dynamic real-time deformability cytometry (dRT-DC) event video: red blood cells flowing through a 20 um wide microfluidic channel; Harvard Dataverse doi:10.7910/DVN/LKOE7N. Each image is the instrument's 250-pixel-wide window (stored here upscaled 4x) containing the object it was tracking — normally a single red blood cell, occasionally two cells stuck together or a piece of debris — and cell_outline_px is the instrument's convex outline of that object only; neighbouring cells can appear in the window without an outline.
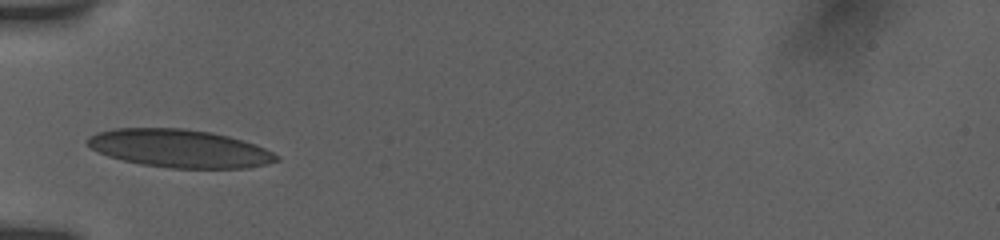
{"species": "human", "species_latin": "Homo sapiens", "temperature_condition": "room temperature", "stored_images_in_passage": 14, "camera_frame_rate_fps": 3000, "um_per_image_px": 0.085, "donor": {"sex": "female"}, "frame": {"image": 1, "passage_image": 1, "time_ms": 0.0, "image_size_px": [1000, 240], "cell_outline_px": [[280, 160], [268, 164], [248, 168], [172, 168], [140, 164], [108, 156], [92, 148], [84, 140], [88, 136], [96, 132], [112, 128], [184, 128], [212, 132], [228, 136], [256, 144], [280, 156]], "centroid_in_image_um": [15.27, 12.61], "position_along_channel_um": 69.7, "area_um2": 42.08}}
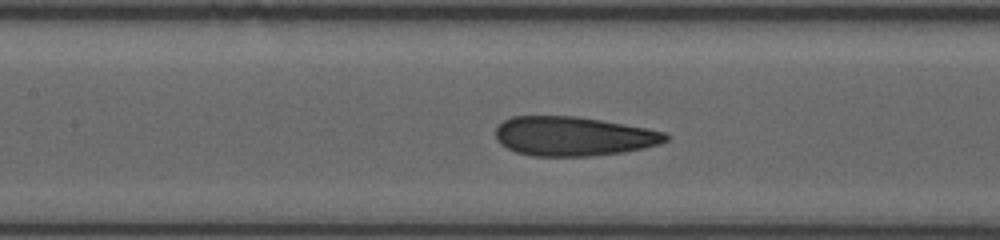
{"frame": {"image": 2, "passage_image": 5, "time_ms": 2.333, "image_size_px": [1000, 240], "cell_outline_px": [[672, 136], [668, 140], [660, 144], [644, 148], [624, 152], [592, 156], [532, 156], [516, 152], [500, 144], [496, 140], [496, 128], [504, 120], [512, 116], [576, 116], [648, 128], [668, 132]], "centroid_in_image_um": [48.78, 11.58], "position_along_channel_um": 158.6, "area_um2": 39.25}}
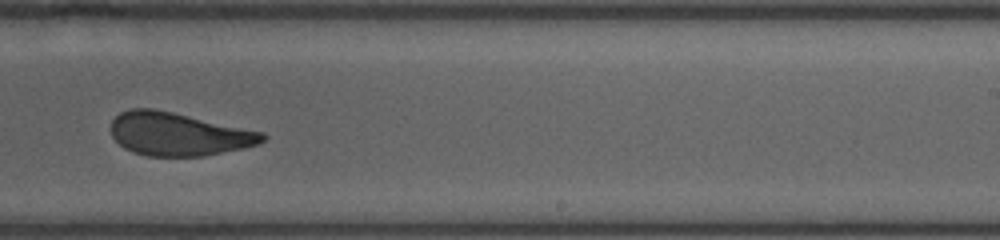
{"frame": {"image": 3, "passage_image": 12, "time_ms": 5.333, "image_size_px": [1000, 240], "cell_outline_px": [[268, 136], [260, 144], [244, 148], [204, 156], [148, 156], [132, 152], [124, 148], [112, 136], [112, 120], [120, 112], [132, 108], [152, 108], [172, 112], [264, 132]], "centroid_in_image_um": [15.19, 11.4], "position_along_channel_um": 273.8, "area_um2": 38.09}}